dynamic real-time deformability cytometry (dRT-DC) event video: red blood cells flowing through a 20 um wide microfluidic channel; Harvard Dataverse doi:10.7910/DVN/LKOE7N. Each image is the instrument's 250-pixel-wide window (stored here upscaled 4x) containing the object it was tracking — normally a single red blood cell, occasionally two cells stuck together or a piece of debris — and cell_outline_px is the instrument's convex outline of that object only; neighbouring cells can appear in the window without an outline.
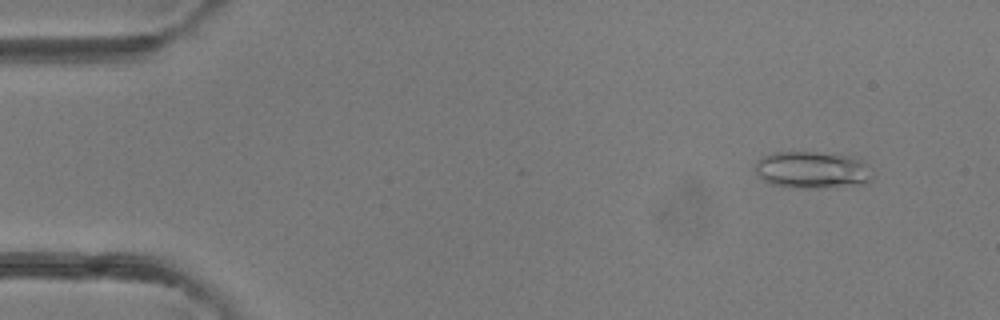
{"species": "common noctule bat (a hibernating species)", "species_latin": "Nyctalus noctula", "temperature_condition": "room temperature", "stored_images_in_passage": 4, "camera_frame_rate_fps": 3000, "um_per_image_px": 0.085, "animal": {"sex": "female"}, "frame": {"image": 1, "passage_image": 1, "time_ms": 0.0, "image_size_px": [1000, 320], "cell_outline_px": [[872, 180], [864, 184], [816, 188], [792, 188], [772, 184], [764, 180], [756, 172], [756, 160], [772, 152], [812, 152], [848, 156], [864, 160], [868, 164], [872, 176]], "centroid_in_image_um": [69.06, 14.45], "position_along_channel_um": 15.9, "area_um2": 25.32}}